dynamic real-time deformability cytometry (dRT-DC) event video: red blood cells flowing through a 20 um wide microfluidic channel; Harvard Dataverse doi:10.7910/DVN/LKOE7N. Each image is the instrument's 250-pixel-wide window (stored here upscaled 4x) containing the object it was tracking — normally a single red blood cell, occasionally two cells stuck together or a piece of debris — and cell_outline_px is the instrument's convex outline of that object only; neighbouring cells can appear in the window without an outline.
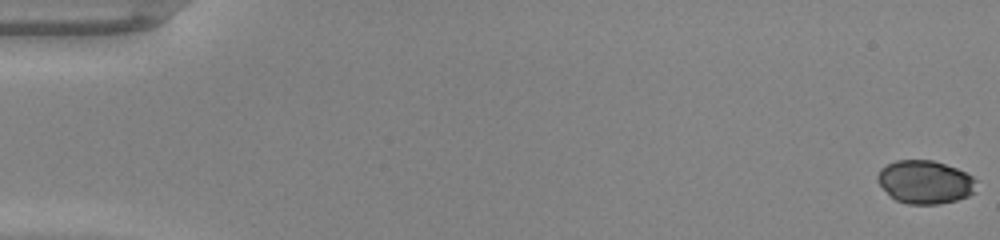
{"species": "common noctule bat (a hibernating species)", "species_latin": "Nyctalus noctula", "temperature_condition": "warm", "stored_images_in_passage": 49, "camera_frame_rate_fps": 3000, "um_per_image_px": 0.085, "animal": {"sex": "male", "body_mass_g": 20.0, "forearm_length_mm": 53.3}, "frame": {"image": 1, "passage_image": 1, "time_ms": 0.0, "image_size_px": [1000, 240], "cell_outline_px": [[976, 192], [968, 196], [956, 200], [940, 204], [908, 204], [896, 200], [876, 180], [876, 176], [880, 168], [896, 160], [932, 160], [956, 168], [972, 176], [976, 180]], "centroid_in_image_um": [78.64, 15.47], "position_along_channel_um": 6.4, "area_um2": 24.85}}
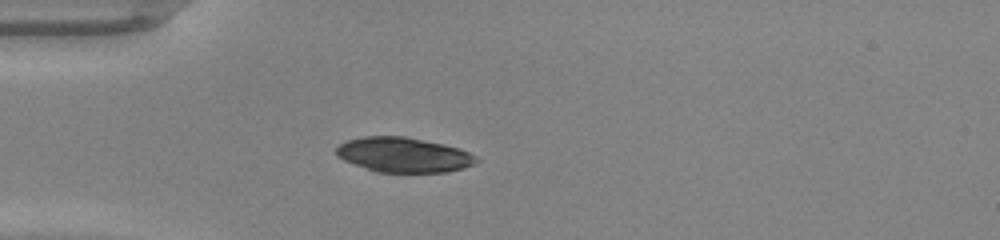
{"frame": {"image": 2, "passage_image": 15, "time_ms": 4.667, "image_size_px": [1000, 240], "cell_outline_px": [[480, 160], [464, 168], [448, 172], [376, 172], [344, 160], [336, 156], [336, 148], [340, 144], [348, 140], [364, 136], [404, 136], [444, 144], [460, 148], [476, 156]], "centroid_in_image_um": [34.31, 13.16], "position_along_channel_um": 50.7, "area_um2": 28.44}}
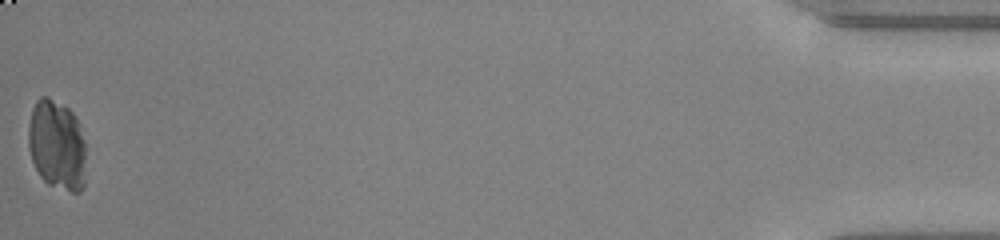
{"frame": {"image": 3, "passage_image": 49, "time_ms": 16.0, "image_size_px": [1000, 240], "cell_outline_px": [[84, 188], [80, 192], [72, 192], [48, 184], [40, 176], [32, 160], [28, 148], [28, 128], [32, 108], [36, 100], [40, 96], [48, 96], [68, 108], [72, 112], [80, 124], [84, 140]], "centroid_in_image_um": [4.83, 12.31], "position_along_channel_um": 430.4, "area_um2": 30.4}}